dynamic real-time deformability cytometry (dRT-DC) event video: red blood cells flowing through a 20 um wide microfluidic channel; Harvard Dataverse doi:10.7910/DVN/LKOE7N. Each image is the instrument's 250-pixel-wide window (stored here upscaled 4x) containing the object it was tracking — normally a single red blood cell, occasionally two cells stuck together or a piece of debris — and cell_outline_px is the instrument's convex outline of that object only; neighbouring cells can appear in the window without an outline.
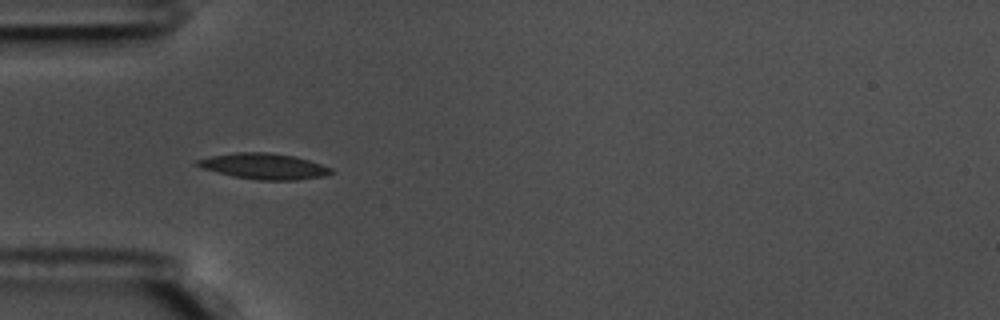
{"species": "common noctule bat (a hibernating species)", "species_latin": "Nyctalus noctula", "temperature_condition": "warm", "stored_images_in_passage": 21, "camera_frame_rate_fps": 3000, "um_per_image_px": 0.085, "animal": {"sex": "male", "body_mass_g": 17.5, "forearm_length_mm": 52.3}, "frame": {"image": 1, "passage_image": 1, "time_ms": 0.0, "image_size_px": [1000, 320], "cell_outline_px": [[332, 172], [324, 176], [296, 180], [256, 180], [232, 176], [204, 168], [192, 164], [196, 160], [212, 156], [236, 152], [268, 152], [292, 156], [308, 160], [332, 168]], "centroid_in_image_um": [22.41, 14.13], "position_along_channel_um": 62.6, "area_um2": 19.94}}
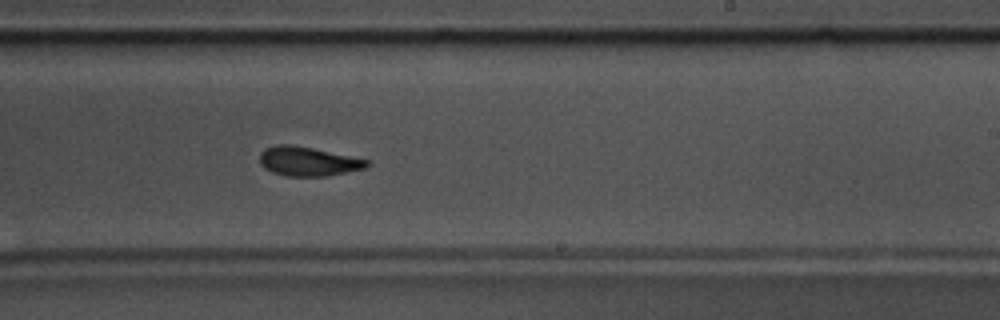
{"frame": {"image": 2, "passage_image": 18, "time_ms": 5.667, "image_size_px": [1000, 320], "cell_outline_px": [[372, 164], [364, 168], [328, 176], [284, 176], [272, 172], [264, 168], [260, 164], [260, 152], [264, 148], [276, 144], [288, 144], [312, 148], [368, 160]], "centroid_in_image_um": [26.14, 13.72], "position_along_channel_um": 262.9, "area_um2": 18.21}}